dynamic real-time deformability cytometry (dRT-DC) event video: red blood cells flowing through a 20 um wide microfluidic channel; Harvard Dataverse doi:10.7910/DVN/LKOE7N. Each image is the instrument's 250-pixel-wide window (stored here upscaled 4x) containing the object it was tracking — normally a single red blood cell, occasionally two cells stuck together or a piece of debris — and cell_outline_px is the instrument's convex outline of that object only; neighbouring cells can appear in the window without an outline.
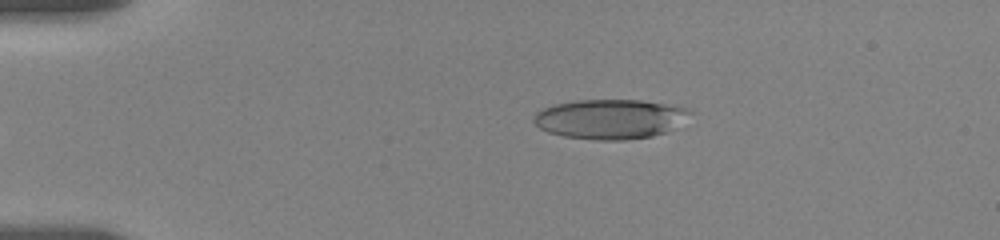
{"species": "human", "species_latin": "Homo sapiens", "temperature_condition": "room temperature", "stored_images_in_passage": 7, "camera_frame_rate_fps": 3000, "um_per_image_px": 0.085, "donor": {"sex": "female"}, "frame": {"image": 1, "passage_image": 1, "time_ms": 0.0, "image_size_px": [1000, 240], "cell_outline_px": [[692, 112], [664, 132], [652, 136], [624, 140], [596, 140], [564, 136], [548, 132], [540, 128], [532, 120], [532, 116], [536, 112], [552, 104], [576, 100], [640, 100], [688, 108]], "centroid_in_image_um": [51.75, 10.11], "position_along_channel_um": 33.2, "area_um2": 35.66}}
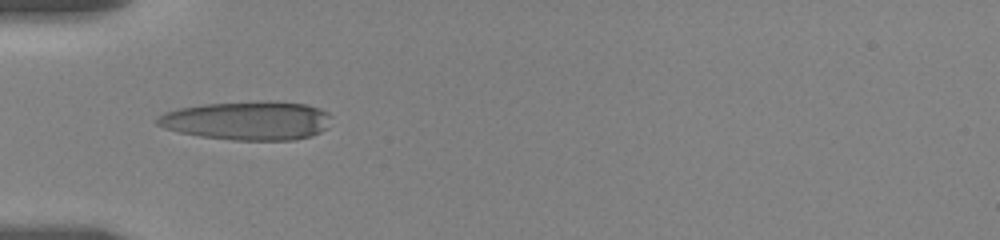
{"frame": {"image": 2, "passage_image": 5, "time_ms": 2.333, "image_size_px": [1000, 240], "cell_outline_px": [[332, 116], [328, 128], [312, 136], [292, 140], [232, 140], [200, 136], [180, 132], [164, 128], [156, 124], [156, 116], [164, 112], [180, 108], [204, 104], [260, 100], [268, 100], [304, 104], [320, 108], [328, 112]], "centroid_in_image_um": [21.06, 10.24], "position_along_channel_um": 63.9, "area_um2": 39.82}}
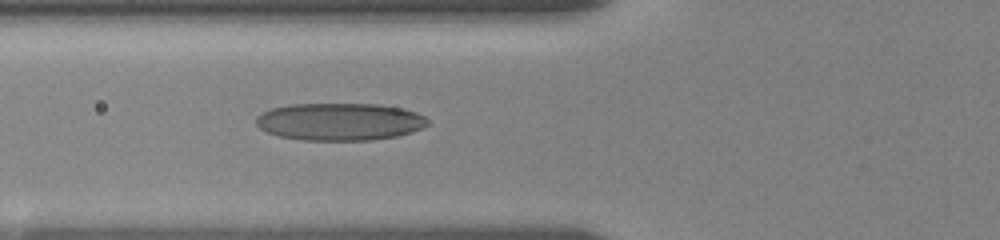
{"frame": {"image": 3, "passage_image": 7, "time_ms": 3.333, "image_size_px": [1000, 240], "cell_outline_px": [[428, 124], [412, 132], [396, 136], [368, 140], [300, 140], [280, 136], [268, 132], [260, 128], [256, 124], [256, 116], [260, 112], [272, 108], [288, 104], [376, 104], [404, 108], [416, 112], [424, 116], [428, 120]], "centroid_in_image_um": [28.85, 10.33], "position_along_channel_um": 97.0, "area_um2": 37.51}}